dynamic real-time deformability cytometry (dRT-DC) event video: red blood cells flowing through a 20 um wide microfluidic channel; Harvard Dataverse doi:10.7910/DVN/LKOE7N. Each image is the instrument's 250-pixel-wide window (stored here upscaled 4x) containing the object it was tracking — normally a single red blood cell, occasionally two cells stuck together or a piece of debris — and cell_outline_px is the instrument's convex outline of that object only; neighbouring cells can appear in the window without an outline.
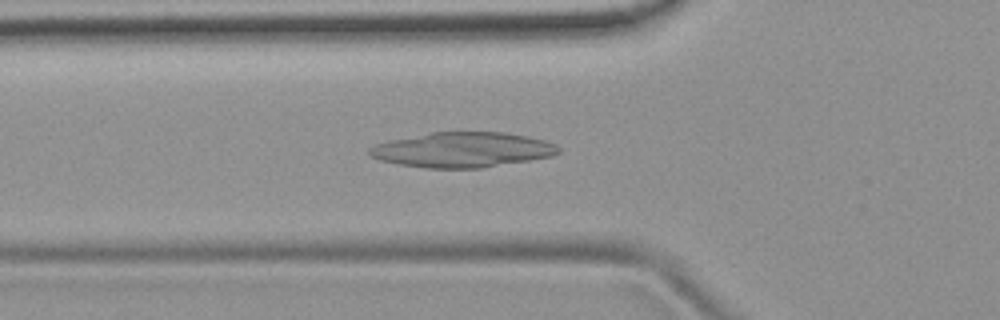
{"species": "common noctule bat (a hibernating species)", "species_latin": "Nyctalus noctula", "temperature_condition": "room temperature", "stored_images_in_passage": 43, "camera_frame_rate_fps": 3000, "um_per_image_px": 0.085, "animal": {"sex": "female", "body_mass_g": 19.9}, "frame": {"image": 1, "passage_image": 9, "time_ms": 2.667, "image_size_px": [1000, 320], "cell_outline_px": [[560, 152], [552, 156], [480, 168], [424, 168], [400, 164], [380, 160], [372, 156], [368, 152], [368, 148], [376, 144], [388, 140], [432, 132], [504, 132], [528, 136], [544, 140], [556, 144], [560, 148]], "centroid_in_image_um": [39.31, 12.72], "position_along_channel_um": 86.5, "area_um2": 38.55}}
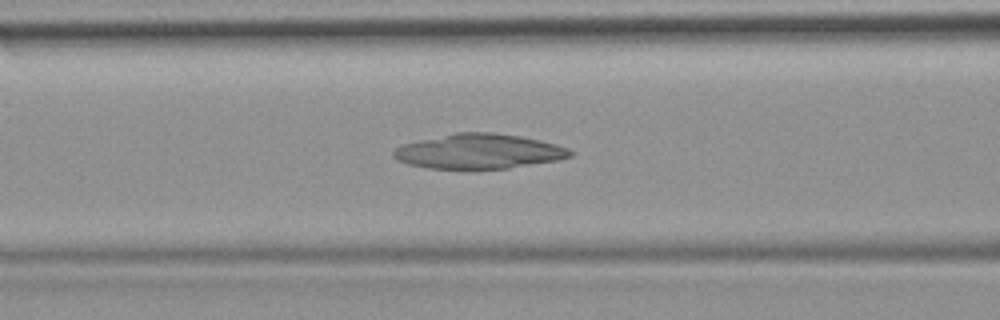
{"frame": {"image": 2, "passage_image": 12, "time_ms": 3.667, "image_size_px": [1000, 320], "cell_outline_px": [[572, 156], [556, 160], [508, 168], [472, 172], [460, 172], [432, 168], [408, 164], [392, 156], [392, 152], [396, 148], [404, 144], [420, 140], [456, 132], [492, 132], [520, 136], [556, 144], [568, 148], [572, 152]], "centroid_in_image_um": [40.68, 12.91], "position_along_channel_um": 125.9, "area_um2": 36.53}}
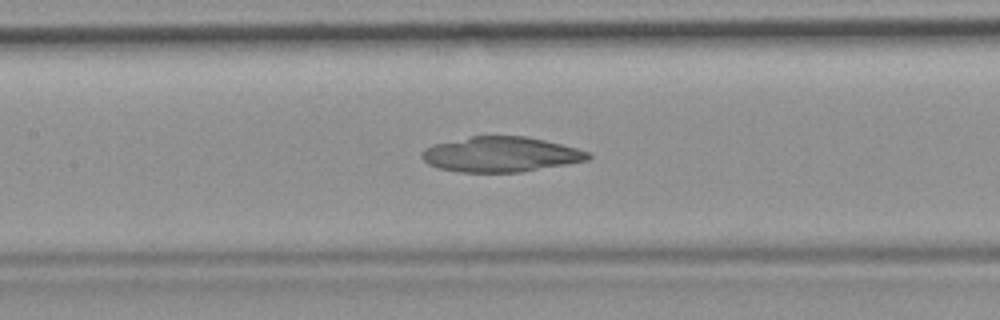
{"frame": {"image": 3, "passage_image": 15, "time_ms": 4.667, "image_size_px": [1000, 320], "cell_outline_px": [[592, 156], [588, 160], [520, 172], [460, 172], [440, 168], [428, 164], [420, 156], [424, 148], [432, 144], [472, 136], [524, 136], [544, 140], [576, 148], [588, 152]], "centroid_in_image_um": [42.53, 13.12], "position_along_channel_um": 164.9, "area_um2": 33.81}}